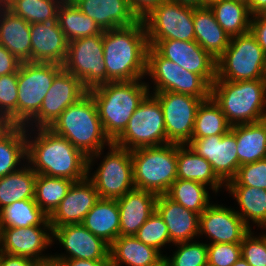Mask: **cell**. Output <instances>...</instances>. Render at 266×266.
I'll list each match as a JSON object with an SVG mask.
<instances>
[{
  "label": "cell",
  "mask_w": 266,
  "mask_h": 266,
  "mask_svg": "<svg viewBox=\"0 0 266 266\" xmlns=\"http://www.w3.org/2000/svg\"><path fill=\"white\" fill-rule=\"evenodd\" d=\"M30 139L26 128L27 160L36 174L80 181L88 177V157L49 128H37ZM28 135V136H27Z\"/></svg>",
  "instance_id": "obj_1"
},
{
  "label": "cell",
  "mask_w": 266,
  "mask_h": 266,
  "mask_svg": "<svg viewBox=\"0 0 266 266\" xmlns=\"http://www.w3.org/2000/svg\"><path fill=\"white\" fill-rule=\"evenodd\" d=\"M148 37L142 20L103 32L106 83L143 79L147 71Z\"/></svg>",
  "instance_id": "obj_2"
},
{
  "label": "cell",
  "mask_w": 266,
  "mask_h": 266,
  "mask_svg": "<svg viewBox=\"0 0 266 266\" xmlns=\"http://www.w3.org/2000/svg\"><path fill=\"white\" fill-rule=\"evenodd\" d=\"M49 129L66 138L88 157V173L93 160L100 157L104 145L112 143L104 132L95 100L89 92L69 105Z\"/></svg>",
  "instance_id": "obj_3"
},
{
  "label": "cell",
  "mask_w": 266,
  "mask_h": 266,
  "mask_svg": "<svg viewBox=\"0 0 266 266\" xmlns=\"http://www.w3.org/2000/svg\"><path fill=\"white\" fill-rule=\"evenodd\" d=\"M141 79L109 82L88 90L95 100L104 132L114 142L127 127L139 104L150 93Z\"/></svg>",
  "instance_id": "obj_4"
},
{
  "label": "cell",
  "mask_w": 266,
  "mask_h": 266,
  "mask_svg": "<svg viewBox=\"0 0 266 266\" xmlns=\"http://www.w3.org/2000/svg\"><path fill=\"white\" fill-rule=\"evenodd\" d=\"M210 97L220 107L231 126L266 119V79H215L211 85Z\"/></svg>",
  "instance_id": "obj_5"
},
{
  "label": "cell",
  "mask_w": 266,
  "mask_h": 266,
  "mask_svg": "<svg viewBox=\"0 0 266 266\" xmlns=\"http://www.w3.org/2000/svg\"><path fill=\"white\" fill-rule=\"evenodd\" d=\"M136 189L165 194L177 180V144L131 150Z\"/></svg>",
  "instance_id": "obj_6"
},
{
  "label": "cell",
  "mask_w": 266,
  "mask_h": 266,
  "mask_svg": "<svg viewBox=\"0 0 266 266\" xmlns=\"http://www.w3.org/2000/svg\"><path fill=\"white\" fill-rule=\"evenodd\" d=\"M216 61V79H266V56L250 31L231 37L230 44Z\"/></svg>",
  "instance_id": "obj_7"
},
{
  "label": "cell",
  "mask_w": 266,
  "mask_h": 266,
  "mask_svg": "<svg viewBox=\"0 0 266 266\" xmlns=\"http://www.w3.org/2000/svg\"><path fill=\"white\" fill-rule=\"evenodd\" d=\"M63 65L43 62L21 63L18 78L17 126H25L38 114L44 97Z\"/></svg>",
  "instance_id": "obj_8"
},
{
  "label": "cell",
  "mask_w": 266,
  "mask_h": 266,
  "mask_svg": "<svg viewBox=\"0 0 266 266\" xmlns=\"http://www.w3.org/2000/svg\"><path fill=\"white\" fill-rule=\"evenodd\" d=\"M113 143L128 150L167 144L163 110L153 95L144 98Z\"/></svg>",
  "instance_id": "obj_9"
},
{
  "label": "cell",
  "mask_w": 266,
  "mask_h": 266,
  "mask_svg": "<svg viewBox=\"0 0 266 266\" xmlns=\"http://www.w3.org/2000/svg\"><path fill=\"white\" fill-rule=\"evenodd\" d=\"M146 75L154 81L153 93L169 91L196 98H210L211 85L202 76L163 58L151 46L147 51Z\"/></svg>",
  "instance_id": "obj_10"
},
{
  "label": "cell",
  "mask_w": 266,
  "mask_h": 266,
  "mask_svg": "<svg viewBox=\"0 0 266 266\" xmlns=\"http://www.w3.org/2000/svg\"><path fill=\"white\" fill-rule=\"evenodd\" d=\"M103 33L68 42L63 68L87 89L106 83Z\"/></svg>",
  "instance_id": "obj_11"
},
{
  "label": "cell",
  "mask_w": 266,
  "mask_h": 266,
  "mask_svg": "<svg viewBox=\"0 0 266 266\" xmlns=\"http://www.w3.org/2000/svg\"><path fill=\"white\" fill-rule=\"evenodd\" d=\"M110 151V152H109ZM103 161L88 179L93 183L101 199H118L135 188L131 150L109 145Z\"/></svg>",
  "instance_id": "obj_12"
},
{
  "label": "cell",
  "mask_w": 266,
  "mask_h": 266,
  "mask_svg": "<svg viewBox=\"0 0 266 266\" xmlns=\"http://www.w3.org/2000/svg\"><path fill=\"white\" fill-rule=\"evenodd\" d=\"M142 21L148 40L195 41L193 7L165 0Z\"/></svg>",
  "instance_id": "obj_13"
},
{
  "label": "cell",
  "mask_w": 266,
  "mask_h": 266,
  "mask_svg": "<svg viewBox=\"0 0 266 266\" xmlns=\"http://www.w3.org/2000/svg\"><path fill=\"white\" fill-rule=\"evenodd\" d=\"M152 95L159 101L163 110L167 144H188L192 138L198 106L209 98H196L169 91Z\"/></svg>",
  "instance_id": "obj_14"
},
{
  "label": "cell",
  "mask_w": 266,
  "mask_h": 266,
  "mask_svg": "<svg viewBox=\"0 0 266 266\" xmlns=\"http://www.w3.org/2000/svg\"><path fill=\"white\" fill-rule=\"evenodd\" d=\"M163 58L173 61L189 72L202 76L210 85L216 79V59L196 41L148 40Z\"/></svg>",
  "instance_id": "obj_15"
},
{
  "label": "cell",
  "mask_w": 266,
  "mask_h": 266,
  "mask_svg": "<svg viewBox=\"0 0 266 266\" xmlns=\"http://www.w3.org/2000/svg\"><path fill=\"white\" fill-rule=\"evenodd\" d=\"M88 90L81 81L62 68L55 76L52 86L47 92L38 114L29 122L36 128H49L60 114L76 103Z\"/></svg>",
  "instance_id": "obj_16"
},
{
  "label": "cell",
  "mask_w": 266,
  "mask_h": 266,
  "mask_svg": "<svg viewBox=\"0 0 266 266\" xmlns=\"http://www.w3.org/2000/svg\"><path fill=\"white\" fill-rule=\"evenodd\" d=\"M187 145L211 164L225 185L236 177L240 163L236 138L230 130L224 135L191 139Z\"/></svg>",
  "instance_id": "obj_17"
},
{
  "label": "cell",
  "mask_w": 266,
  "mask_h": 266,
  "mask_svg": "<svg viewBox=\"0 0 266 266\" xmlns=\"http://www.w3.org/2000/svg\"><path fill=\"white\" fill-rule=\"evenodd\" d=\"M52 233L53 240H58L68 253L52 256L57 262L70 259L109 260L110 245L81 223L62 225L55 228Z\"/></svg>",
  "instance_id": "obj_18"
},
{
  "label": "cell",
  "mask_w": 266,
  "mask_h": 266,
  "mask_svg": "<svg viewBox=\"0 0 266 266\" xmlns=\"http://www.w3.org/2000/svg\"><path fill=\"white\" fill-rule=\"evenodd\" d=\"M251 230L231 207L211 203L199 217V234L208 235L209 244H241Z\"/></svg>",
  "instance_id": "obj_19"
},
{
  "label": "cell",
  "mask_w": 266,
  "mask_h": 266,
  "mask_svg": "<svg viewBox=\"0 0 266 266\" xmlns=\"http://www.w3.org/2000/svg\"><path fill=\"white\" fill-rule=\"evenodd\" d=\"M52 243L51 225L2 229V252L10 255H18L37 261H48L52 259V255L43 256L44 254L41 253Z\"/></svg>",
  "instance_id": "obj_20"
},
{
  "label": "cell",
  "mask_w": 266,
  "mask_h": 266,
  "mask_svg": "<svg viewBox=\"0 0 266 266\" xmlns=\"http://www.w3.org/2000/svg\"><path fill=\"white\" fill-rule=\"evenodd\" d=\"M99 199L96 188L87 177L73 182L66 196L48 217L52 231L62 225L82 223Z\"/></svg>",
  "instance_id": "obj_21"
},
{
  "label": "cell",
  "mask_w": 266,
  "mask_h": 266,
  "mask_svg": "<svg viewBox=\"0 0 266 266\" xmlns=\"http://www.w3.org/2000/svg\"><path fill=\"white\" fill-rule=\"evenodd\" d=\"M31 62L63 65L68 41L57 21L31 24Z\"/></svg>",
  "instance_id": "obj_22"
},
{
  "label": "cell",
  "mask_w": 266,
  "mask_h": 266,
  "mask_svg": "<svg viewBox=\"0 0 266 266\" xmlns=\"http://www.w3.org/2000/svg\"><path fill=\"white\" fill-rule=\"evenodd\" d=\"M155 211L167 225L170 242H188L199 235L200 215L168 198L165 194L157 196ZM198 234V235H197Z\"/></svg>",
  "instance_id": "obj_23"
},
{
  "label": "cell",
  "mask_w": 266,
  "mask_h": 266,
  "mask_svg": "<svg viewBox=\"0 0 266 266\" xmlns=\"http://www.w3.org/2000/svg\"><path fill=\"white\" fill-rule=\"evenodd\" d=\"M157 194L134 188L116 199L120 212V236H135L155 212Z\"/></svg>",
  "instance_id": "obj_24"
},
{
  "label": "cell",
  "mask_w": 266,
  "mask_h": 266,
  "mask_svg": "<svg viewBox=\"0 0 266 266\" xmlns=\"http://www.w3.org/2000/svg\"><path fill=\"white\" fill-rule=\"evenodd\" d=\"M103 31L133 25L138 21L127 0H71Z\"/></svg>",
  "instance_id": "obj_25"
},
{
  "label": "cell",
  "mask_w": 266,
  "mask_h": 266,
  "mask_svg": "<svg viewBox=\"0 0 266 266\" xmlns=\"http://www.w3.org/2000/svg\"><path fill=\"white\" fill-rule=\"evenodd\" d=\"M31 24L0 7V44L20 62H31Z\"/></svg>",
  "instance_id": "obj_26"
},
{
  "label": "cell",
  "mask_w": 266,
  "mask_h": 266,
  "mask_svg": "<svg viewBox=\"0 0 266 266\" xmlns=\"http://www.w3.org/2000/svg\"><path fill=\"white\" fill-rule=\"evenodd\" d=\"M164 256L154 247L145 245L135 236H119L110 245L111 266H154Z\"/></svg>",
  "instance_id": "obj_27"
},
{
  "label": "cell",
  "mask_w": 266,
  "mask_h": 266,
  "mask_svg": "<svg viewBox=\"0 0 266 266\" xmlns=\"http://www.w3.org/2000/svg\"><path fill=\"white\" fill-rule=\"evenodd\" d=\"M195 41L214 59H218L230 44L231 37L215 20L210 7L193 8Z\"/></svg>",
  "instance_id": "obj_28"
},
{
  "label": "cell",
  "mask_w": 266,
  "mask_h": 266,
  "mask_svg": "<svg viewBox=\"0 0 266 266\" xmlns=\"http://www.w3.org/2000/svg\"><path fill=\"white\" fill-rule=\"evenodd\" d=\"M81 224L111 245L120 236V212L117 200L100 198Z\"/></svg>",
  "instance_id": "obj_29"
},
{
  "label": "cell",
  "mask_w": 266,
  "mask_h": 266,
  "mask_svg": "<svg viewBox=\"0 0 266 266\" xmlns=\"http://www.w3.org/2000/svg\"><path fill=\"white\" fill-rule=\"evenodd\" d=\"M177 179L193 180L209 185L215 193L225 186L214 173L211 164L187 144H177Z\"/></svg>",
  "instance_id": "obj_30"
},
{
  "label": "cell",
  "mask_w": 266,
  "mask_h": 266,
  "mask_svg": "<svg viewBox=\"0 0 266 266\" xmlns=\"http://www.w3.org/2000/svg\"><path fill=\"white\" fill-rule=\"evenodd\" d=\"M230 131L236 138L240 165L266 159V119L256 123L233 125Z\"/></svg>",
  "instance_id": "obj_31"
},
{
  "label": "cell",
  "mask_w": 266,
  "mask_h": 266,
  "mask_svg": "<svg viewBox=\"0 0 266 266\" xmlns=\"http://www.w3.org/2000/svg\"><path fill=\"white\" fill-rule=\"evenodd\" d=\"M21 159H27L25 126L5 125L0 128V178L18 170Z\"/></svg>",
  "instance_id": "obj_32"
},
{
  "label": "cell",
  "mask_w": 266,
  "mask_h": 266,
  "mask_svg": "<svg viewBox=\"0 0 266 266\" xmlns=\"http://www.w3.org/2000/svg\"><path fill=\"white\" fill-rule=\"evenodd\" d=\"M57 22L68 42L104 32L93 19L79 10L71 0H63L60 4Z\"/></svg>",
  "instance_id": "obj_33"
},
{
  "label": "cell",
  "mask_w": 266,
  "mask_h": 266,
  "mask_svg": "<svg viewBox=\"0 0 266 266\" xmlns=\"http://www.w3.org/2000/svg\"><path fill=\"white\" fill-rule=\"evenodd\" d=\"M209 7L217 23L230 37L250 31L252 15L246 3L237 0H219Z\"/></svg>",
  "instance_id": "obj_34"
},
{
  "label": "cell",
  "mask_w": 266,
  "mask_h": 266,
  "mask_svg": "<svg viewBox=\"0 0 266 266\" xmlns=\"http://www.w3.org/2000/svg\"><path fill=\"white\" fill-rule=\"evenodd\" d=\"M230 195H233L241 212L236 213L242 218L245 224L250 227L252 220L258 227L266 228V189H259L249 186H225Z\"/></svg>",
  "instance_id": "obj_35"
},
{
  "label": "cell",
  "mask_w": 266,
  "mask_h": 266,
  "mask_svg": "<svg viewBox=\"0 0 266 266\" xmlns=\"http://www.w3.org/2000/svg\"><path fill=\"white\" fill-rule=\"evenodd\" d=\"M27 164L0 178V210L13 202L34 199L37 174Z\"/></svg>",
  "instance_id": "obj_36"
},
{
  "label": "cell",
  "mask_w": 266,
  "mask_h": 266,
  "mask_svg": "<svg viewBox=\"0 0 266 266\" xmlns=\"http://www.w3.org/2000/svg\"><path fill=\"white\" fill-rule=\"evenodd\" d=\"M0 225L3 229L51 224L34 199H25L13 202L0 210Z\"/></svg>",
  "instance_id": "obj_37"
},
{
  "label": "cell",
  "mask_w": 266,
  "mask_h": 266,
  "mask_svg": "<svg viewBox=\"0 0 266 266\" xmlns=\"http://www.w3.org/2000/svg\"><path fill=\"white\" fill-rule=\"evenodd\" d=\"M231 128L220 107L210 97L198 106L191 139L224 135Z\"/></svg>",
  "instance_id": "obj_38"
},
{
  "label": "cell",
  "mask_w": 266,
  "mask_h": 266,
  "mask_svg": "<svg viewBox=\"0 0 266 266\" xmlns=\"http://www.w3.org/2000/svg\"><path fill=\"white\" fill-rule=\"evenodd\" d=\"M206 187L193 180L177 179L165 195L185 209H190L200 215L210 205L209 192Z\"/></svg>",
  "instance_id": "obj_39"
},
{
  "label": "cell",
  "mask_w": 266,
  "mask_h": 266,
  "mask_svg": "<svg viewBox=\"0 0 266 266\" xmlns=\"http://www.w3.org/2000/svg\"><path fill=\"white\" fill-rule=\"evenodd\" d=\"M74 181L37 174L34 200L49 217L66 196Z\"/></svg>",
  "instance_id": "obj_40"
},
{
  "label": "cell",
  "mask_w": 266,
  "mask_h": 266,
  "mask_svg": "<svg viewBox=\"0 0 266 266\" xmlns=\"http://www.w3.org/2000/svg\"><path fill=\"white\" fill-rule=\"evenodd\" d=\"M63 0H12L6 7L29 24L57 21L58 8Z\"/></svg>",
  "instance_id": "obj_41"
},
{
  "label": "cell",
  "mask_w": 266,
  "mask_h": 266,
  "mask_svg": "<svg viewBox=\"0 0 266 266\" xmlns=\"http://www.w3.org/2000/svg\"><path fill=\"white\" fill-rule=\"evenodd\" d=\"M17 73L0 76V124L17 126Z\"/></svg>",
  "instance_id": "obj_42"
},
{
  "label": "cell",
  "mask_w": 266,
  "mask_h": 266,
  "mask_svg": "<svg viewBox=\"0 0 266 266\" xmlns=\"http://www.w3.org/2000/svg\"><path fill=\"white\" fill-rule=\"evenodd\" d=\"M175 246L178 250L176 249L173 257L164 255L169 266H208L207 244L192 240L176 243Z\"/></svg>",
  "instance_id": "obj_43"
},
{
  "label": "cell",
  "mask_w": 266,
  "mask_h": 266,
  "mask_svg": "<svg viewBox=\"0 0 266 266\" xmlns=\"http://www.w3.org/2000/svg\"><path fill=\"white\" fill-rule=\"evenodd\" d=\"M135 237L145 245L154 247L161 253V247L170 242L167 225L155 211L139 228Z\"/></svg>",
  "instance_id": "obj_44"
},
{
  "label": "cell",
  "mask_w": 266,
  "mask_h": 266,
  "mask_svg": "<svg viewBox=\"0 0 266 266\" xmlns=\"http://www.w3.org/2000/svg\"><path fill=\"white\" fill-rule=\"evenodd\" d=\"M225 186H249L266 189V159L240 165L236 177Z\"/></svg>",
  "instance_id": "obj_45"
},
{
  "label": "cell",
  "mask_w": 266,
  "mask_h": 266,
  "mask_svg": "<svg viewBox=\"0 0 266 266\" xmlns=\"http://www.w3.org/2000/svg\"><path fill=\"white\" fill-rule=\"evenodd\" d=\"M241 257V244H207L208 266H232Z\"/></svg>",
  "instance_id": "obj_46"
},
{
  "label": "cell",
  "mask_w": 266,
  "mask_h": 266,
  "mask_svg": "<svg viewBox=\"0 0 266 266\" xmlns=\"http://www.w3.org/2000/svg\"><path fill=\"white\" fill-rule=\"evenodd\" d=\"M250 231L241 242V256L250 266H266V234L253 236Z\"/></svg>",
  "instance_id": "obj_47"
},
{
  "label": "cell",
  "mask_w": 266,
  "mask_h": 266,
  "mask_svg": "<svg viewBox=\"0 0 266 266\" xmlns=\"http://www.w3.org/2000/svg\"><path fill=\"white\" fill-rule=\"evenodd\" d=\"M250 32L255 36L266 56V14L251 16Z\"/></svg>",
  "instance_id": "obj_48"
},
{
  "label": "cell",
  "mask_w": 266,
  "mask_h": 266,
  "mask_svg": "<svg viewBox=\"0 0 266 266\" xmlns=\"http://www.w3.org/2000/svg\"><path fill=\"white\" fill-rule=\"evenodd\" d=\"M21 63L11 52L0 44V76L18 73Z\"/></svg>",
  "instance_id": "obj_49"
},
{
  "label": "cell",
  "mask_w": 266,
  "mask_h": 266,
  "mask_svg": "<svg viewBox=\"0 0 266 266\" xmlns=\"http://www.w3.org/2000/svg\"><path fill=\"white\" fill-rule=\"evenodd\" d=\"M132 13L138 20L145 18L155 7L165 0H127Z\"/></svg>",
  "instance_id": "obj_50"
},
{
  "label": "cell",
  "mask_w": 266,
  "mask_h": 266,
  "mask_svg": "<svg viewBox=\"0 0 266 266\" xmlns=\"http://www.w3.org/2000/svg\"><path fill=\"white\" fill-rule=\"evenodd\" d=\"M30 261L31 259L26 257L0 253V266H26Z\"/></svg>",
  "instance_id": "obj_51"
},
{
  "label": "cell",
  "mask_w": 266,
  "mask_h": 266,
  "mask_svg": "<svg viewBox=\"0 0 266 266\" xmlns=\"http://www.w3.org/2000/svg\"><path fill=\"white\" fill-rule=\"evenodd\" d=\"M59 262L62 266H111L109 260L70 259Z\"/></svg>",
  "instance_id": "obj_52"
},
{
  "label": "cell",
  "mask_w": 266,
  "mask_h": 266,
  "mask_svg": "<svg viewBox=\"0 0 266 266\" xmlns=\"http://www.w3.org/2000/svg\"><path fill=\"white\" fill-rule=\"evenodd\" d=\"M247 5L252 16L266 14V0H249Z\"/></svg>",
  "instance_id": "obj_53"
},
{
  "label": "cell",
  "mask_w": 266,
  "mask_h": 266,
  "mask_svg": "<svg viewBox=\"0 0 266 266\" xmlns=\"http://www.w3.org/2000/svg\"><path fill=\"white\" fill-rule=\"evenodd\" d=\"M181 5L190 6L193 8L200 7V0H172Z\"/></svg>",
  "instance_id": "obj_54"
},
{
  "label": "cell",
  "mask_w": 266,
  "mask_h": 266,
  "mask_svg": "<svg viewBox=\"0 0 266 266\" xmlns=\"http://www.w3.org/2000/svg\"><path fill=\"white\" fill-rule=\"evenodd\" d=\"M232 266H250L247 261L241 256Z\"/></svg>",
  "instance_id": "obj_55"
},
{
  "label": "cell",
  "mask_w": 266,
  "mask_h": 266,
  "mask_svg": "<svg viewBox=\"0 0 266 266\" xmlns=\"http://www.w3.org/2000/svg\"><path fill=\"white\" fill-rule=\"evenodd\" d=\"M41 266H62L60 262L53 259L45 261Z\"/></svg>",
  "instance_id": "obj_56"
},
{
  "label": "cell",
  "mask_w": 266,
  "mask_h": 266,
  "mask_svg": "<svg viewBox=\"0 0 266 266\" xmlns=\"http://www.w3.org/2000/svg\"><path fill=\"white\" fill-rule=\"evenodd\" d=\"M219 0H200V7L206 6L209 7L215 2H218Z\"/></svg>",
  "instance_id": "obj_57"
},
{
  "label": "cell",
  "mask_w": 266,
  "mask_h": 266,
  "mask_svg": "<svg viewBox=\"0 0 266 266\" xmlns=\"http://www.w3.org/2000/svg\"><path fill=\"white\" fill-rule=\"evenodd\" d=\"M45 261L31 260L26 266H41Z\"/></svg>",
  "instance_id": "obj_58"
},
{
  "label": "cell",
  "mask_w": 266,
  "mask_h": 266,
  "mask_svg": "<svg viewBox=\"0 0 266 266\" xmlns=\"http://www.w3.org/2000/svg\"><path fill=\"white\" fill-rule=\"evenodd\" d=\"M154 266H169L168 265V263H167V261H166V259H165V257L160 261V262H158L156 265H154Z\"/></svg>",
  "instance_id": "obj_59"
},
{
  "label": "cell",
  "mask_w": 266,
  "mask_h": 266,
  "mask_svg": "<svg viewBox=\"0 0 266 266\" xmlns=\"http://www.w3.org/2000/svg\"><path fill=\"white\" fill-rule=\"evenodd\" d=\"M12 0H0V7H7Z\"/></svg>",
  "instance_id": "obj_60"
},
{
  "label": "cell",
  "mask_w": 266,
  "mask_h": 266,
  "mask_svg": "<svg viewBox=\"0 0 266 266\" xmlns=\"http://www.w3.org/2000/svg\"><path fill=\"white\" fill-rule=\"evenodd\" d=\"M0 253L2 252V226L0 225Z\"/></svg>",
  "instance_id": "obj_61"
},
{
  "label": "cell",
  "mask_w": 266,
  "mask_h": 266,
  "mask_svg": "<svg viewBox=\"0 0 266 266\" xmlns=\"http://www.w3.org/2000/svg\"><path fill=\"white\" fill-rule=\"evenodd\" d=\"M237 1H241V2H244L246 4L249 2V0H237Z\"/></svg>",
  "instance_id": "obj_62"
}]
</instances>
